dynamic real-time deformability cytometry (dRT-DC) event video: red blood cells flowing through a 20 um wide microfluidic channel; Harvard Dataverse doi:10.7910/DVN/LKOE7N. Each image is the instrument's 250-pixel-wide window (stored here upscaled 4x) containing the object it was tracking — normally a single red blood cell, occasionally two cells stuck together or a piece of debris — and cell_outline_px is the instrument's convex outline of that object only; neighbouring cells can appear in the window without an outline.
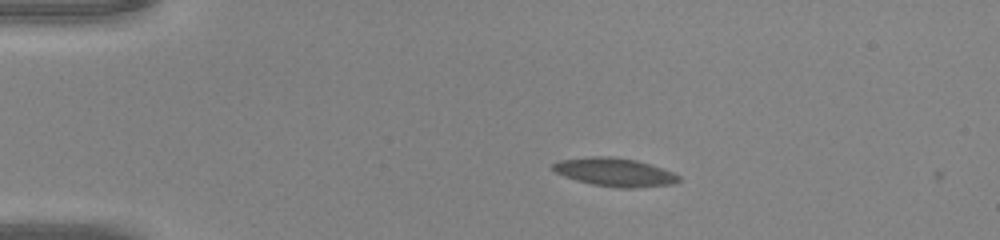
{"species": "common noctule bat (a hibernating species)", "species_latin": "Nyctalus noctula", "temperature_condition": "warm", "stored_images_in_passage": 3, "camera_frame_rate_fps": 3000, "um_per_image_px": 0.085, "animal": {"sex": "male", "body_mass_g": 20.0, "forearm_length_mm": 53.3}, "frame": {"image": 1, "passage_image": 2, "time_ms": 0.333, "image_size_px": [1000, 240], "cell_outline_px": [[680, 180], [676, 184], [636, 188], [616, 188], [592, 184], [576, 180], [564, 176], [556, 172], [552, 168], [552, 164], [560, 160], [592, 156], [612, 156], [636, 160], [672, 172], [680, 176]], "centroid_in_image_um": [52.26, 14.64], "position_along_channel_um": 32.7, "area_um2": 20.81}}